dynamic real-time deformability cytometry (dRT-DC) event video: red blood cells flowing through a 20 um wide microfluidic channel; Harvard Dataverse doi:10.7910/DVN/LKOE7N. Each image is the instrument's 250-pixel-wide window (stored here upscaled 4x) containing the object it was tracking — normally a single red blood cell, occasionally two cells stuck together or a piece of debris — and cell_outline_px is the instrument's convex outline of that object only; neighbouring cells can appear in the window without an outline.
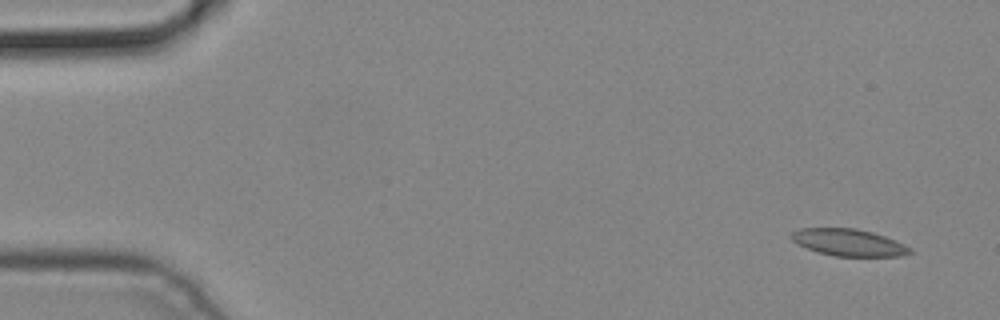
{"species": "common noctule bat (a hibernating species)", "species_latin": "Nyctalus noctula", "temperature_condition": "cold", "stored_images_in_passage": 4, "camera_frame_rate_fps": 3000, "um_per_image_px": 0.085, "animal": {"sex": "male", "body_mass_g": 19.2, "forearm_length_mm": 51.8}, "frame": {"image": 1, "passage_image": 1, "time_ms": 0.0, "image_size_px": [1000, 320], "cell_outline_px": [[912, 252], [904, 256], [832, 256], [796, 244], [788, 236], [792, 232], [800, 228], [856, 228], [872, 232], [884, 236], [904, 244], [912, 248]], "centroid_in_image_um": [72.12, 20.61], "position_along_channel_um": 12.9, "area_um2": 18.67}}
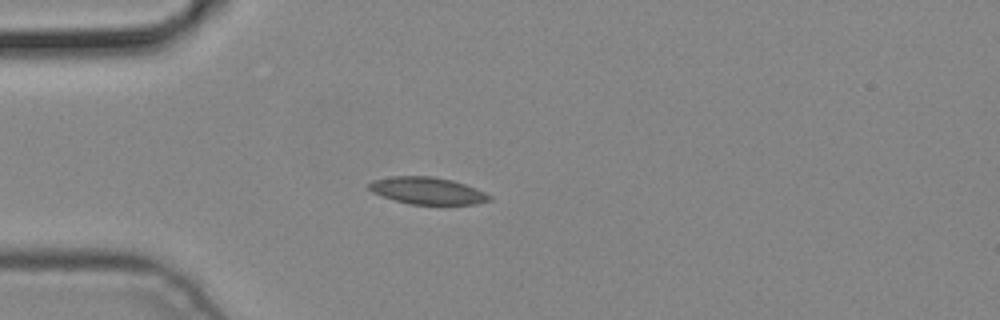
{"frame": {"image": 2, "passage_image": 4, "time_ms": 1.0, "image_size_px": [1000, 320], "cell_outline_px": [[492, 200], [476, 204], [408, 204], [372, 192], [368, 188], [368, 184], [372, 180], [392, 176], [432, 176], [452, 180], [476, 188], [492, 196]], "centroid_in_image_um": [36.34, 16.2], "position_along_channel_um": 48.7, "area_um2": 18.9}}